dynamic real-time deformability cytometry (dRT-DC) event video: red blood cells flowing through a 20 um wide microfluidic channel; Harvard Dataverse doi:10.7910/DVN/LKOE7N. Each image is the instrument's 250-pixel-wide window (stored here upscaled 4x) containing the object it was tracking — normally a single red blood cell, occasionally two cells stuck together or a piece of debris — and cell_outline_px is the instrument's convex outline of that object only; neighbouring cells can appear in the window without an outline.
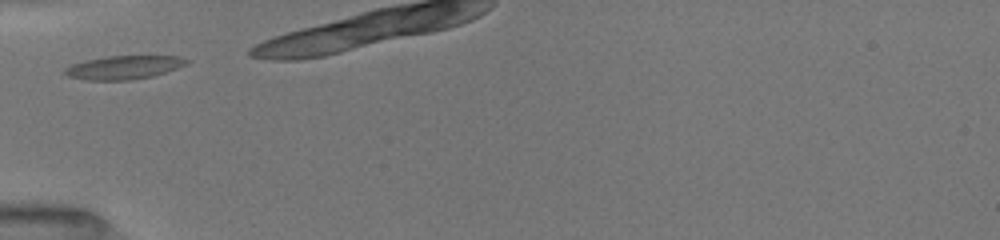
{"species": "common noctule bat (a hibernating species)", "species_latin": "Nyctalus noctula", "temperature_condition": "room temperature", "stored_images_in_passage": 20, "camera_frame_rate_fps": 3000, "um_per_image_px": 0.085, "animal": {"sex": "female", "body_mass_g": 19.5, "forearm_length_mm": 54.1}, "frame": {"image": 1, "passage_image": 1, "time_ms": 0.0, "image_size_px": [1000, 240], "cell_outline_px": [[192, 60], [188, 64], [152, 76], [132, 80], [84, 80], [68, 76], [64, 72], [64, 68], [72, 64], [84, 60], [108, 56], [180, 56]], "centroid_in_image_um": [10.53, 5.72], "position_along_channel_um": 74.5, "area_um2": 16.76}}